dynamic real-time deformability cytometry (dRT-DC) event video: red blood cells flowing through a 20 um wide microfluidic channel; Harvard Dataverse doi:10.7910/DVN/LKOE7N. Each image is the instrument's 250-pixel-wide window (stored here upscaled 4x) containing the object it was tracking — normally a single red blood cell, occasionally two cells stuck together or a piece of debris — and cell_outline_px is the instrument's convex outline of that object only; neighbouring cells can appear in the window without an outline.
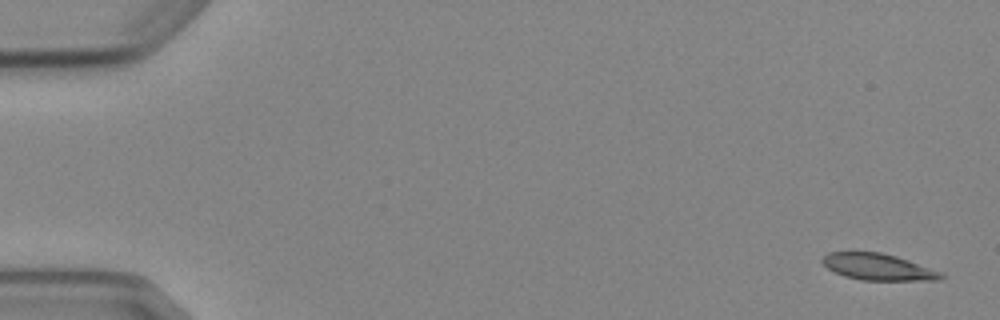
{"species": "Egyptian fruit bat (a non-hibernating species)", "species_latin": "Rousettus aegyptiacus", "temperature_condition": "cold", "stored_images_in_passage": 5, "camera_frame_rate_fps": 3000, "um_per_image_px": 0.085, "animal": {"sex": "female"}, "frame": {"image": 1, "passage_image": 1, "time_ms": 0.0, "image_size_px": [1000, 320], "cell_outline_px": [[944, 276], [940, 280], [864, 280], [844, 276], [828, 268], [820, 260], [828, 252], [880, 252], [896, 256], [908, 260], [940, 272]], "centroid_in_image_um": [74.61, 22.68], "position_along_channel_um": 10.4, "area_um2": 18.03}}
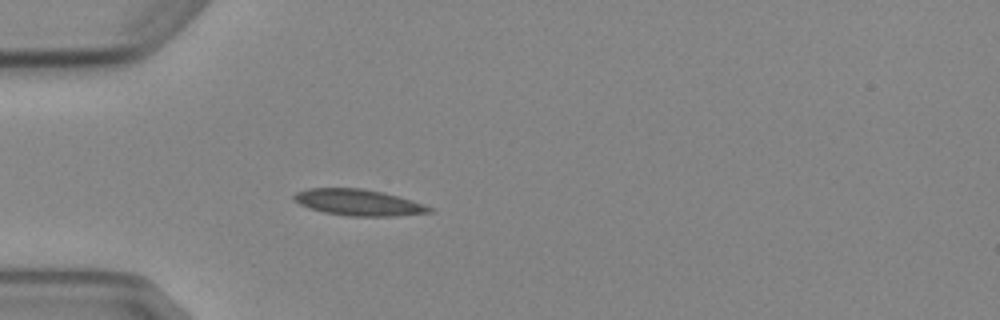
{"frame": {"image": 2, "passage_image": 5, "time_ms": 4.667, "image_size_px": [1000, 320], "cell_outline_px": [[432, 212], [392, 216], [352, 216], [324, 212], [308, 208], [292, 200], [292, 196], [296, 192], [308, 188], [360, 188], [384, 192], [424, 204], [432, 208]], "centroid_in_image_um": [30.42, 17.2], "position_along_channel_um": 54.6, "area_um2": 20.63}}